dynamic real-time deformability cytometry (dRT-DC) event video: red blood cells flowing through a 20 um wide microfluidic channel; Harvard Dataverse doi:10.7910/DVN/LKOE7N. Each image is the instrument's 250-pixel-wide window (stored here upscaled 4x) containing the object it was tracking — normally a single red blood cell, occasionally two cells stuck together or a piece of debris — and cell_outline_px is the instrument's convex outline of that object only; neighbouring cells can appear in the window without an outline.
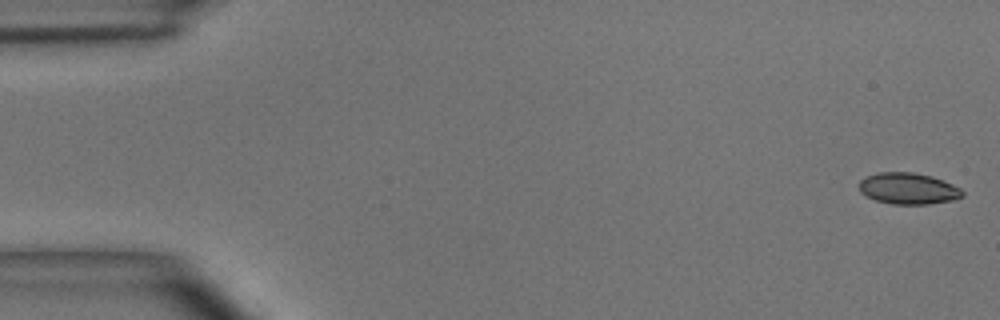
{"species": "common noctule bat (a hibernating species)", "species_latin": "Nyctalus noctula", "temperature_condition": "room temperature", "stored_images_in_passage": 50, "camera_frame_rate_fps": 3000, "um_per_image_px": 0.085, "animal": {"sex": "male", "body_mass_g": 15.6}, "frame": {"image": 1, "passage_image": 1, "time_ms": 0.0, "image_size_px": [1000, 320], "cell_outline_px": [[964, 196], [952, 200], [928, 204], [892, 204], [876, 200], [864, 196], [860, 192], [860, 180], [868, 176], [880, 172], [912, 172], [932, 176], [952, 184], [960, 188], [964, 192]], "centroid_in_image_um": [77.2, 16.03], "position_along_channel_um": 7.8, "area_um2": 18.84}}
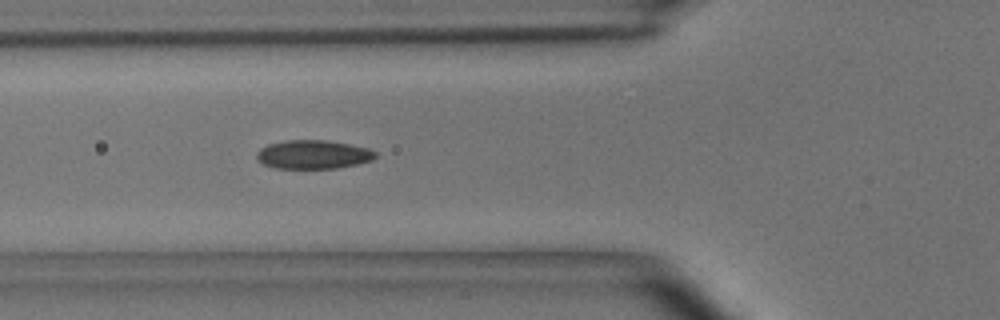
{"frame": {"image": 2, "passage_image": 18, "time_ms": 5.667, "image_size_px": [1000, 320], "cell_outline_px": [[376, 156], [372, 160], [356, 164], [336, 168], [276, 168], [264, 164], [256, 156], [256, 152], [260, 148], [268, 144], [284, 140], [328, 140], [368, 148], [376, 152]], "centroid_in_image_um": [26.61, 13.12], "position_along_channel_um": 99.2, "area_um2": 19.77}}
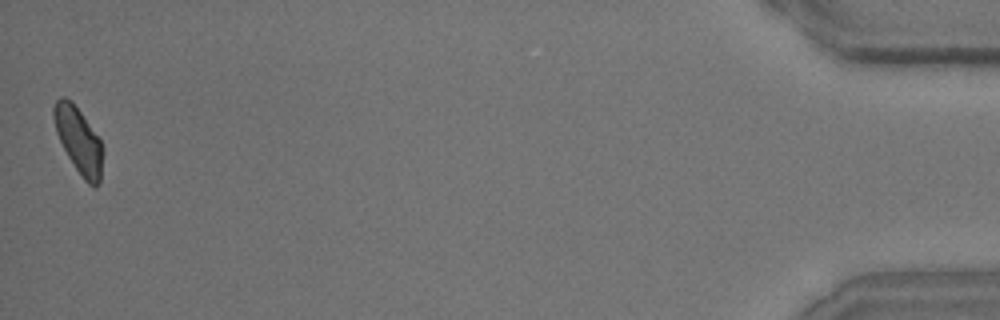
{"frame": {"image": 3, "passage_image": 50, "time_ms": 16.333, "image_size_px": [1000, 320], "cell_outline_px": [[104, 152], [100, 180], [96, 188], [88, 184], [84, 180], [68, 156], [56, 132], [52, 116], [52, 108], [56, 100], [60, 96], [64, 96], [72, 100], [100, 140], [104, 148]], "centroid_in_image_um": [6.68, 11.91], "position_along_channel_um": 428.5, "area_um2": 18.9}, "authors_computed_cell_mechanics": {"area_um2": 19.2474, "velocity_mm_per_s": 3.9415, "shape_relaxation_time_tau1_ms": 4.4996, "shape_relaxation_time_tau2_ms": 2.0466, "deformation_change_tau1": 0.1171, "deformation_change_tau2": 0.0728}}